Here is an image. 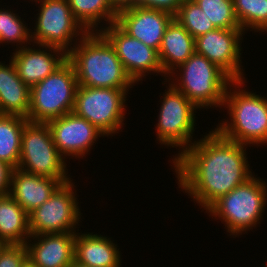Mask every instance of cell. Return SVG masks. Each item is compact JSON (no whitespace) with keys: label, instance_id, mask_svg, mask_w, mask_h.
<instances>
[{"label":"cell","instance_id":"6da1fadb","mask_svg":"<svg viewBox=\"0 0 267 267\" xmlns=\"http://www.w3.org/2000/svg\"><path fill=\"white\" fill-rule=\"evenodd\" d=\"M247 147L251 146L229 140L211 129L171 163L178 188L203 211L207 210L255 174L248 163L251 161Z\"/></svg>","mask_w":267,"mask_h":267},{"label":"cell","instance_id":"7a4b0ae2","mask_svg":"<svg viewBox=\"0 0 267 267\" xmlns=\"http://www.w3.org/2000/svg\"><path fill=\"white\" fill-rule=\"evenodd\" d=\"M67 59L75 68L78 86L131 89L136 85L100 32H88L74 45Z\"/></svg>","mask_w":267,"mask_h":267},{"label":"cell","instance_id":"3957f363","mask_svg":"<svg viewBox=\"0 0 267 267\" xmlns=\"http://www.w3.org/2000/svg\"><path fill=\"white\" fill-rule=\"evenodd\" d=\"M246 80H234L225 94L226 119L215 129L225 138L247 146L267 145V98L246 90ZM245 85V86H244ZM244 87V89H243ZM230 120V121H229Z\"/></svg>","mask_w":267,"mask_h":267},{"label":"cell","instance_id":"277c9868","mask_svg":"<svg viewBox=\"0 0 267 267\" xmlns=\"http://www.w3.org/2000/svg\"><path fill=\"white\" fill-rule=\"evenodd\" d=\"M200 111L223 107L228 86L234 81L224 70L196 52L166 79Z\"/></svg>","mask_w":267,"mask_h":267},{"label":"cell","instance_id":"5b68a950","mask_svg":"<svg viewBox=\"0 0 267 267\" xmlns=\"http://www.w3.org/2000/svg\"><path fill=\"white\" fill-rule=\"evenodd\" d=\"M256 176L253 175L245 183L221 196L205 211L209 217L224 224L230 238L247 234V231L255 229L264 219L267 180Z\"/></svg>","mask_w":267,"mask_h":267},{"label":"cell","instance_id":"8992f818","mask_svg":"<svg viewBox=\"0 0 267 267\" xmlns=\"http://www.w3.org/2000/svg\"><path fill=\"white\" fill-rule=\"evenodd\" d=\"M167 86L164 93H160V108L155 126L156 139L162 146L178 148L172 163L186 149L194 144L193 139L196 129V111H200L186 96L175 89L169 82L162 81ZM162 95V96H161ZM195 113V114H194Z\"/></svg>","mask_w":267,"mask_h":267},{"label":"cell","instance_id":"52a82bcc","mask_svg":"<svg viewBox=\"0 0 267 267\" xmlns=\"http://www.w3.org/2000/svg\"><path fill=\"white\" fill-rule=\"evenodd\" d=\"M77 88L75 68L67 59L52 74L30 87L28 121L47 123L72 112Z\"/></svg>","mask_w":267,"mask_h":267},{"label":"cell","instance_id":"ba28073f","mask_svg":"<svg viewBox=\"0 0 267 267\" xmlns=\"http://www.w3.org/2000/svg\"><path fill=\"white\" fill-rule=\"evenodd\" d=\"M66 161L56 148L47 123L28 121L24 125L18 168L66 183L71 180Z\"/></svg>","mask_w":267,"mask_h":267},{"label":"cell","instance_id":"9c48e42d","mask_svg":"<svg viewBox=\"0 0 267 267\" xmlns=\"http://www.w3.org/2000/svg\"><path fill=\"white\" fill-rule=\"evenodd\" d=\"M39 4L31 29L32 44L51 46L68 54L88 32L71 12L68 0H31Z\"/></svg>","mask_w":267,"mask_h":267},{"label":"cell","instance_id":"30bf717a","mask_svg":"<svg viewBox=\"0 0 267 267\" xmlns=\"http://www.w3.org/2000/svg\"><path fill=\"white\" fill-rule=\"evenodd\" d=\"M130 90L78 86L72 112L89 121L105 136L113 137L125 124V102Z\"/></svg>","mask_w":267,"mask_h":267},{"label":"cell","instance_id":"8fae6325","mask_svg":"<svg viewBox=\"0 0 267 267\" xmlns=\"http://www.w3.org/2000/svg\"><path fill=\"white\" fill-rule=\"evenodd\" d=\"M73 179L62 183L51 197L29 214L31 235L76 232L81 209Z\"/></svg>","mask_w":267,"mask_h":267},{"label":"cell","instance_id":"7c38bea8","mask_svg":"<svg viewBox=\"0 0 267 267\" xmlns=\"http://www.w3.org/2000/svg\"><path fill=\"white\" fill-rule=\"evenodd\" d=\"M114 48L116 55L122 62L126 72L136 83H142L147 75H161L164 80L167 76L164 74L158 52L145 45L138 39L130 37L116 23L104 26L99 31Z\"/></svg>","mask_w":267,"mask_h":267},{"label":"cell","instance_id":"4fadbf2b","mask_svg":"<svg viewBox=\"0 0 267 267\" xmlns=\"http://www.w3.org/2000/svg\"><path fill=\"white\" fill-rule=\"evenodd\" d=\"M242 29L216 28L195 39V52L224 70L233 80H245L242 66Z\"/></svg>","mask_w":267,"mask_h":267},{"label":"cell","instance_id":"5bb4252c","mask_svg":"<svg viewBox=\"0 0 267 267\" xmlns=\"http://www.w3.org/2000/svg\"><path fill=\"white\" fill-rule=\"evenodd\" d=\"M47 124L56 148L65 159L86 158L95 142L105 137L93 124L74 112L52 119Z\"/></svg>","mask_w":267,"mask_h":267},{"label":"cell","instance_id":"9a60e30c","mask_svg":"<svg viewBox=\"0 0 267 267\" xmlns=\"http://www.w3.org/2000/svg\"><path fill=\"white\" fill-rule=\"evenodd\" d=\"M174 15L163 10L130 6L118 11L116 24L130 37L138 39L157 52Z\"/></svg>","mask_w":267,"mask_h":267},{"label":"cell","instance_id":"2e32d148","mask_svg":"<svg viewBox=\"0 0 267 267\" xmlns=\"http://www.w3.org/2000/svg\"><path fill=\"white\" fill-rule=\"evenodd\" d=\"M31 45L17 49L10 55L18 76L29 87L44 80L67 60V54L59 48Z\"/></svg>","mask_w":267,"mask_h":267},{"label":"cell","instance_id":"e0dca14e","mask_svg":"<svg viewBox=\"0 0 267 267\" xmlns=\"http://www.w3.org/2000/svg\"><path fill=\"white\" fill-rule=\"evenodd\" d=\"M76 233L31 235L25 243L28 260L36 267H68L74 261Z\"/></svg>","mask_w":267,"mask_h":267},{"label":"cell","instance_id":"ac0fdd59","mask_svg":"<svg viewBox=\"0 0 267 267\" xmlns=\"http://www.w3.org/2000/svg\"><path fill=\"white\" fill-rule=\"evenodd\" d=\"M61 184L58 179L38 176L16 168L11 173L8 194L30 214L48 200Z\"/></svg>","mask_w":267,"mask_h":267},{"label":"cell","instance_id":"d6986e66","mask_svg":"<svg viewBox=\"0 0 267 267\" xmlns=\"http://www.w3.org/2000/svg\"><path fill=\"white\" fill-rule=\"evenodd\" d=\"M78 232L75 237V261L90 267H121V251L112 237L95 232Z\"/></svg>","mask_w":267,"mask_h":267},{"label":"cell","instance_id":"ffe728a7","mask_svg":"<svg viewBox=\"0 0 267 267\" xmlns=\"http://www.w3.org/2000/svg\"><path fill=\"white\" fill-rule=\"evenodd\" d=\"M4 62V63H3ZM0 61V114L28 118L30 87L18 76L13 61Z\"/></svg>","mask_w":267,"mask_h":267},{"label":"cell","instance_id":"44dd1931","mask_svg":"<svg viewBox=\"0 0 267 267\" xmlns=\"http://www.w3.org/2000/svg\"><path fill=\"white\" fill-rule=\"evenodd\" d=\"M195 53V38L176 20L168 25L158 50L162 70L166 76Z\"/></svg>","mask_w":267,"mask_h":267},{"label":"cell","instance_id":"7402d4cb","mask_svg":"<svg viewBox=\"0 0 267 267\" xmlns=\"http://www.w3.org/2000/svg\"><path fill=\"white\" fill-rule=\"evenodd\" d=\"M30 236L29 214L9 194L0 196V244H25Z\"/></svg>","mask_w":267,"mask_h":267},{"label":"cell","instance_id":"603a6c76","mask_svg":"<svg viewBox=\"0 0 267 267\" xmlns=\"http://www.w3.org/2000/svg\"><path fill=\"white\" fill-rule=\"evenodd\" d=\"M68 3L74 17L87 32H99L104 25L116 22L118 11L108 0H68Z\"/></svg>","mask_w":267,"mask_h":267},{"label":"cell","instance_id":"cb8c5ba5","mask_svg":"<svg viewBox=\"0 0 267 267\" xmlns=\"http://www.w3.org/2000/svg\"><path fill=\"white\" fill-rule=\"evenodd\" d=\"M28 119L0 114V160L18 168L21 154L22 130Z\"/></svg>","mask_w":267,"mask_h":267},{"label":"cell","instance_id":"d4e9b609","mask_svg":"<svg viewBox=\"0 0 267 267\" xmlns=\"http://www.w3.org/2000/svg\"><path fill=\"white\" fill-rule=\"evenodd\" d=\"M8 7V8H7ZM0 7V44L17 46L14 50L32 44L31 28L19 16L17 10ZM27 25V26H26Z\"/></svg>","mask_w":267,"mask_h":267},{"label":"cell","instance_id":"484cf974","mask_svg":"<svg viewBox=\"0 0 267 267\" xmlns=\"http://www.w3.org/2000/svg\"><path fill=\"white\" fill-rule=\"evenodd\" d=\"M233 6L244 33L267 32V0H233Z\"/></svg>","mask_w":267,"mask_h":267},{"label":"cell","instance_id":"4316f807","mask_svg":"<svg viewBox=\"0 0 267 267\" xmlns=\"http://www.w3.org/2000/svg\"><path fill=\"white\" fill-rule=\"evenodd\" d=\"M176 19L195 39L209 31L216 29L215 25L208 19L204 11L194 0H184L180 5Z\"/></svg>","mask_w":267,"mask_h":267},{"label":"cell","instance_id":"83f0119b","mask_svg":"<svg viewBox=\"0 0 267 267\" xmlns=\"http://www.w3.org/2000/svg\"><path fill=\"white\" fill-rule=\"evenodd\" d=\"M215 25L221 29H241L235 16L233 0H194Z\"/></svg>","mask_w":267,"mask_h":267},{"label":"cell","instance_id":"f1b7e54d","mask_svg":"<svg viewBox=\"0 0 267 267\" xmlns=\"http://www.w3.org/2000/svg\"><path fill=\"white\" fill-rule=\"evenodd\" d=\"M28 260L25 244H1L0 267H22Z\"/></svg>","mask_w":267,"mask_h":267},{"label":"cell","instance_id":"f546056e","mask_svg":"<svg viewBox=\"0 0 267 267\" xmlns=\"http://www.w3.org/2000/svg\"><path fill=\"white\" fill-rule=\"evenodd\" d=\"M184 0H136L135 6L163 10L175 15Z\"/></svg>","mask_w":267,"mask_h":267},{"label":"cell","instance_id":"4dcf8cb0","mask_svg":"<svg viewBox=\"0 0 267 267\" xmlns=\"http://www.w3.org/2000/svg\"><path fill=\"white\" fill-rule=\"evenodd\" d=\"M13 168L0 160V196L7 195L10 188V177Z\"/></svg>","mask_w":267,"mask_h":267},{"label":"cell","instance_id":"1f68e13d","mask_svg":"<svg viewBox=\"0 0 267 267\" xmlns=\"http://www.w3.org/2000/svg\"><path fill=\"white\" fill-rule=\"evenodd\" d=\"M111 5L117 10L134 6L136 0H108Z\"/></svg>","mask_w":267,"mask_h":267},{"label":"cell","instance_id":"d6a6232c","mask_svg":"<svg viewBox=\"0 0 267 267\" xmlns=\"http://www.w3.org/2000/svg\"><path fill=\"white\" fill-rule=\"evenodd\" d=\"M68 267H90L83 264L78 263L77 261H73Z\"/></svg>","mask_w":267,"mask_h":267},{"label":"cell","instance_id":"836d02e7","mask_svg":"<svg viewBox=\"0 0 267 267\" xmlns=\"http://www.w3.org/2000/svg\"><path fill=\"white\" fill-rule=\"evenodd\" d=\"M22 267H36V266L33 265L29 260H27Z\"/></svg>","mask_w":267,"mask_h":267}]
</instances>
